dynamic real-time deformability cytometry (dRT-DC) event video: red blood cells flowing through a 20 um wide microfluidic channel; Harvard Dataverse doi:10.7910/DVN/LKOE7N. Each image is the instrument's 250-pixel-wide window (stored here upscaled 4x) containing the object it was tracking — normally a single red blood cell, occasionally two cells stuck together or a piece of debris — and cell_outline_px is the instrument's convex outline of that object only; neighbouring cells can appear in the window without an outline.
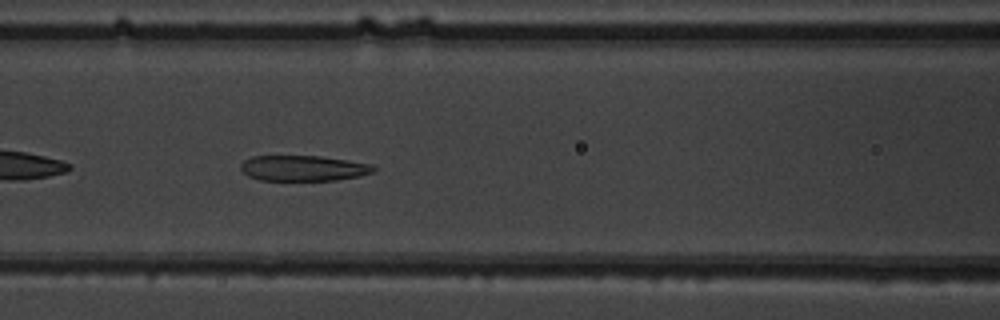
{"species": "common noctule bat (a hibernating species)", "species_latin": "Nyctalus noctula", "temperature_condition": "warm", "stored_images_in_passage": 32, "camera_frame_rate_fps": 3000, "um_per_image_px": 0.085, "animal": {"sex": "male", "body_mass_g": 19.5, "forearm_length_mm": 54.6}, "frame": {"image": 1, "passage_image": 7, "time_ms": 2.0, "image_size_px": [1000, 320], "cell_outline_px": [[376, 168], [372, 172], [360, 176], [336, 180], [260, 180], [248, 176], [240, 168], [240, 164], [244, 160], [252, 156], [320, 156], [348, 160], [372, 164]], "centroid_in_image_um": [25.78, 14.29], "position_along_channel_um": 140.8, "area_um2": 19.77}}
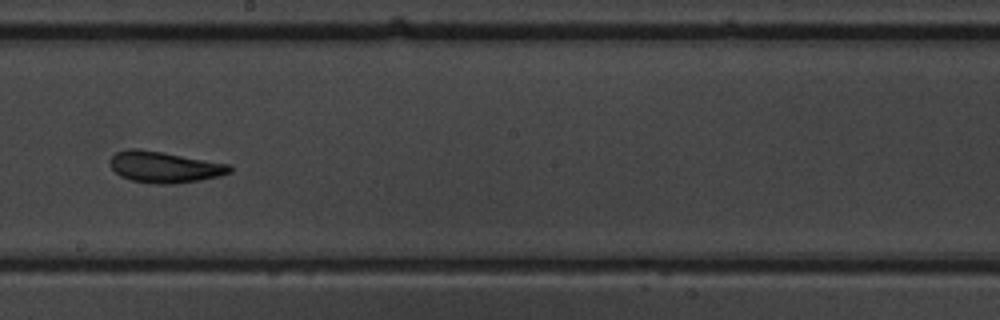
{"frame": {"image": 2, "passage_image": 14, "time_ms": 4.333, "image_size_px": [1000, 320], "cell_outline_px": [[232, 172], [220, 176], [200, 180], [176, 184], [152, 184], [132, 180], [120, 176], [112, 168], [108, 160], [116, 152], [128, 148], [136, 148], [160, 152], [228, 164], [232, 168]], "centroid_in_image_um": [13.95, 14.21], "position_along_channel_um": 234.3, "area_um2": 21.68}}
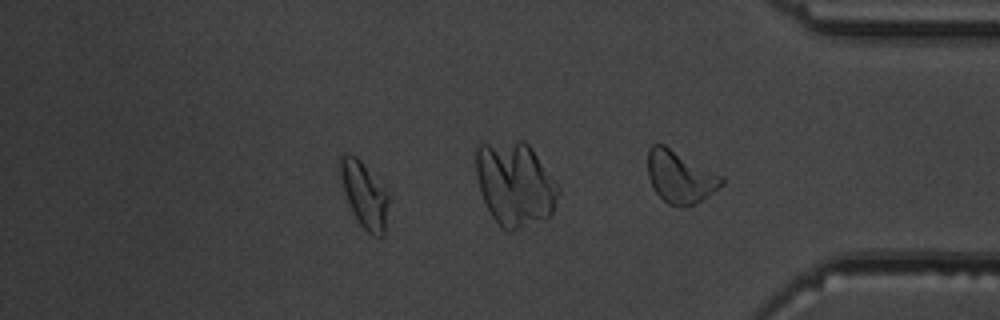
{"frame": {"image": 3, "passage_image": 25, "time_ms": 8.0, "image_size_px": [1000, 320], "cell_outline_px": [[388, 204], [384, 236], [372, 236], [360, 224], [344, 192], [336, 168], [336, 164], [340, 156], [344, 152], [348, 152], [356, 156], [360, 160], [384, 188], [388, 196]], "centroid_in_image_um": [30.91, 16.47], "position_along_channel_um": 404.3, "area_um2": 18.55}, "authors_computed_cell_mechanics": {"area_um2": 20.6635, "velocity_mm_per_s": 4.0138, "shape_relaxation_time_tau1_ms": 10.7085, "shape_relaxation_time_tau2_ms": 1.8031, "deformation_change_tau1": 0.2487, "deformation_change_tau2": 0.0982}}